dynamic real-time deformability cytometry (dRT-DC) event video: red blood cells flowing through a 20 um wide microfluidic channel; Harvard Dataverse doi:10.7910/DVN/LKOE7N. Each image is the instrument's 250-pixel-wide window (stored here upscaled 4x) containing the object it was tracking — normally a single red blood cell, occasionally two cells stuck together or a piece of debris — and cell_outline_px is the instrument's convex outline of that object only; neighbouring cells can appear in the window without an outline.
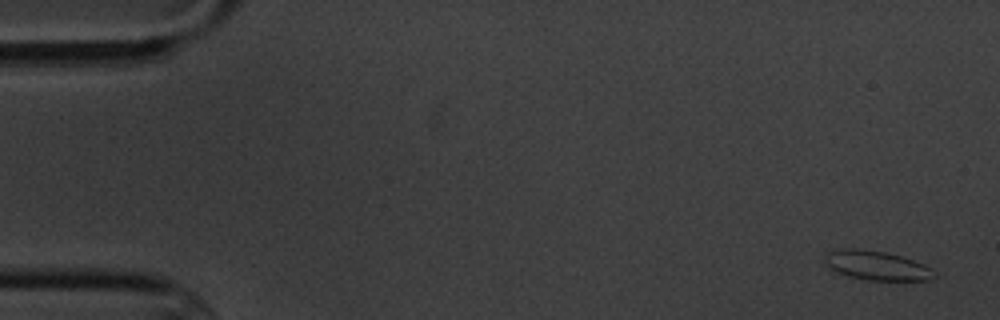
{"species": "common noctule bat (a hibernating species)", "species_latin": "Nyctalus noctula", "temperature_condition": "cold", "stored_images_in_passage": 11, "camera_frame_rate_fps": 3000, "um_per_image_px": 0.085, "animal": {"sex": "male", "body_mass_g": 20.1, "forearm_length_mm": 53.5}, "frame": {"image": 1, "passage_image": 1, "time_ms": 0.0, "image_size_px": [1000, 320], "cell_outline_px": [[940, 276], [928, 280], [868, 280], [848, 276], [832, 268], [824, 260], [824, 252], [840, 248], [856, 248], [888, 252], [904, 256], [924, 264], [932, 268]], "centroid_in_image_um": [74.58, 22.55], "position_along_channel_um": 10.4, "area_um2": 18.96}}
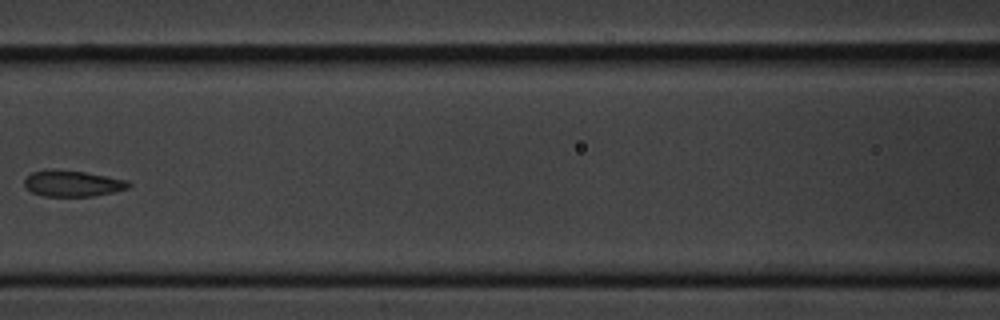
{"frame": {"image": 2, "passage_image": 7, "time_ms": 8.0, "image_size_px": [1000, 320], "cell_outline_px": [[132, 184], [128, 188], [112, 192], [92, 196], [44, 196], [32, 192], [24, 184], [24, 180], [32, 172], [48, 168], [52, 168], [84, 172], [128, 180]], "centroid_in_image_um": [6.15, 15.58], "position_along_channel_um": 160.4, "area_um2": 15.84}}
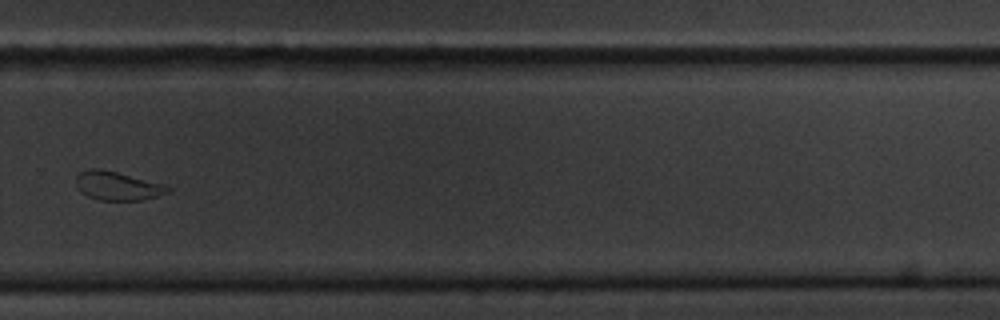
{"frame": {"image": 3, "passage_image": 11, "time_ms": 12.667, "image_size_px": [1000, 320], "cell_outline_px": [[172, 188], [168, 192], [156, 196], [140, 200], [100, 200], [88, 196], [80, 192], [76, 188], [76, 176], [80, 172], [88, 168], [100, 168], [164, 184]], "centroid_in_image_um": [9.94, 15.79], "position_along_channel_um": 319.9, "area_um2": 15.32}}